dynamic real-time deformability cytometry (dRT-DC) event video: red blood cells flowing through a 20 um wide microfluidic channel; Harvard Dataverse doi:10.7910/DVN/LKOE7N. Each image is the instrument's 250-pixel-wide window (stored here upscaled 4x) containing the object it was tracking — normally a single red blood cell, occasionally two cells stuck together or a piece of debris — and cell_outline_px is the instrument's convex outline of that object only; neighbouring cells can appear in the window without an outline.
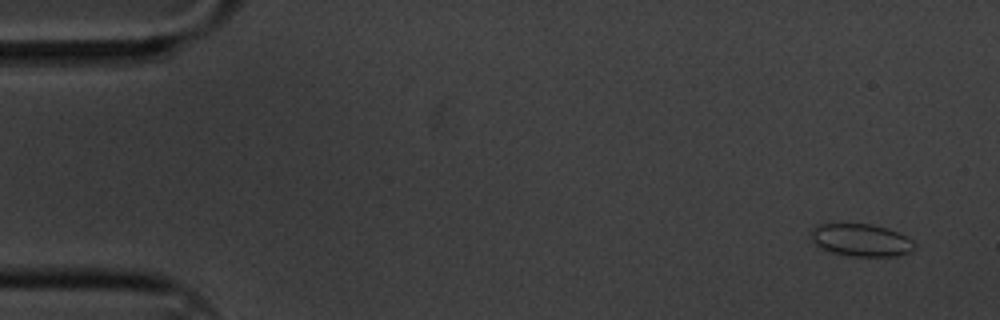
{"species": "common noctule bat (a hibernating species)", "species_latin": "Nyctalus noctula", "temperature_condition": "cold", "stored_images_in_passage": 11, "camera_frame_rate_fps": 3000, "um_per_image_px": 0.085, "animal": {"sex": "male", "body_mass_g": 20.1, "forearm_length_mm": 53.5}, "frame": {"image": 1, "passage_image": 1, "time_ms": 0.0, "image_size_px": [1000, 320], "cell_outline_px": [[916, 248], [908, 252], [896, 256], [852, 256], [832, 252], [820, 248], [812, 240], [812, 228], [816, 224], [872, 224], [888, 228], [912, 240], [916, 244]], "centroid_in_image_um": [73.19, 20.41], "position_along_channel_um": 11.8, "area_um2": 19.48}}
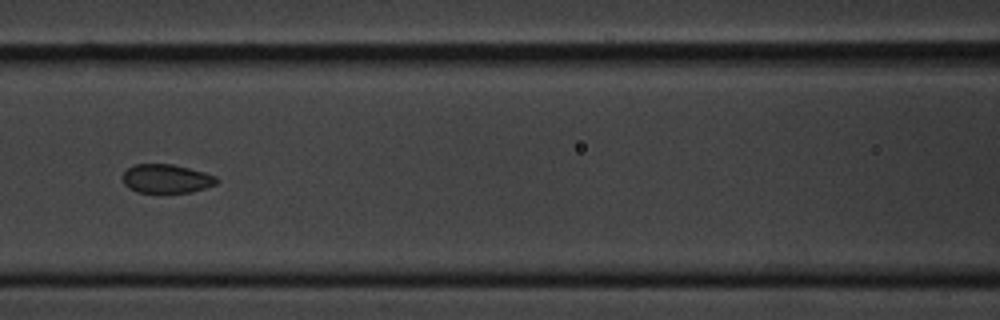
{"frame": {"image": 2, "passage_image": 7, "time_ms": 2.0, "image_size_px": [1000, 320], "cell_outline_px": [[220, 180], [216, 184], [192, 192], [136, 192], [128, 188], [124, 184], [124, 172], [128, 168], [136, 164], [172, 164], [204, 172], [216, 176]], "centroid_in_image_um": [14.16, 15.19], "position_along_channel_um": 152.4, "area_um2": 15.66}}
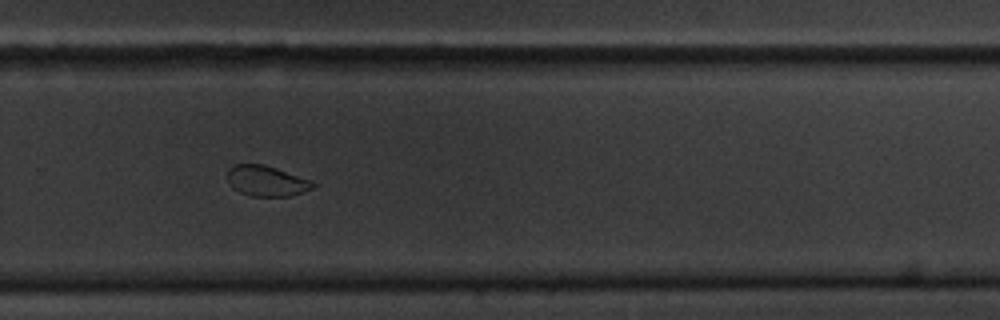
{"frame": {"image": 3, "passage_image": 11, "time_ms": 3.333, "image_size_px": [1000, 320], "cell_outline_px": [[316, 184], [312, 188], [292, 196], [248, 196], [232, 188], [228, 180], [228, 168], [232, 164], [264, 164], [312, 180]], "centroid_in_image_um": [22.64, 15.38], "position_along_channel_um": 307.2, "area_um2": 15.32}}